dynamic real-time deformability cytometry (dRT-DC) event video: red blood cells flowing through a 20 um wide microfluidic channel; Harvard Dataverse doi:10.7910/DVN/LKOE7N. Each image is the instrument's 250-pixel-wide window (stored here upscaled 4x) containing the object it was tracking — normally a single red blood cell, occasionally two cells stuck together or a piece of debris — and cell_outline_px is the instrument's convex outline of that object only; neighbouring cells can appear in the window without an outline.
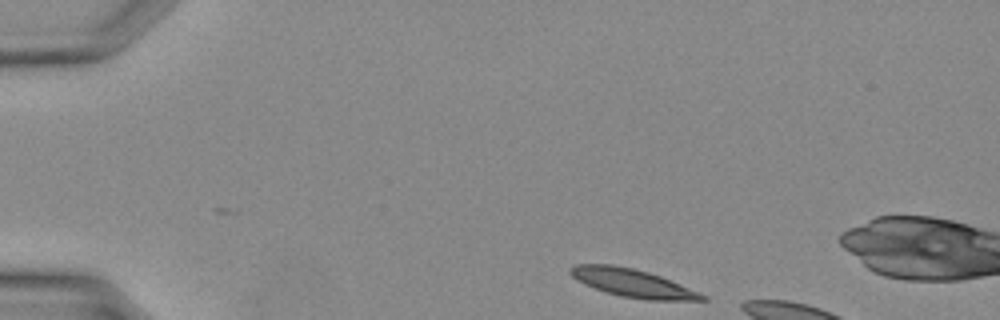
{"species": "Egyptian fruit bat (a non-hibernating species)", "species_latin": "Rousettus aegyptiacus", "temperature_condition": "warm", "stored_images_in_passage": 5, "camera_frame_rate_fps": 3000, "um_per_image_px": 0.085, "animal": {"sex": "female"}, "frame": {"image": 1, "passage_image": 1, "time_ms": 0.0, "image_size_px": [1000, 320], "cell_outline_px": [[708, 300], [648, 300], [620, 296], [596, 288], [572, 276], [568, 272], [568, 268], [576, 264], [612, 264], [632, 268], [648, 272], [660, 276], [708, 296]], "centroid_in_image_um": [53.78, 24.05], "position_along_channel_um": 31.2, "area_um2": 21.15}}